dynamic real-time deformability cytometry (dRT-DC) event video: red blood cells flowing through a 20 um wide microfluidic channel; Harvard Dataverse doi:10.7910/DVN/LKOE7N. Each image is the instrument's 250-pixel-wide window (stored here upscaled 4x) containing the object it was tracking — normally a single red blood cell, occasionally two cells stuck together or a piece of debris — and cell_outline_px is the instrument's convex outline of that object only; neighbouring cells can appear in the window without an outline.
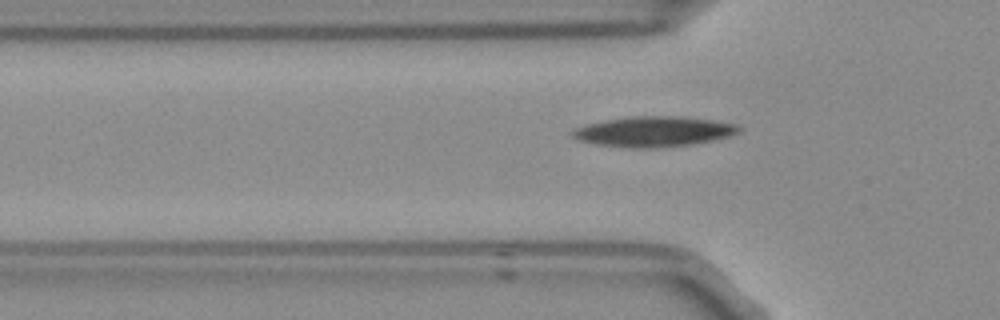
{"species": "Egyptian fruit bat (a non-hibernating species)", "species_latin": "Rousettus aegyptiacus", "temperature_condition": "room temperature", "stored_images_in_passage": 3, "camera_frame_rate_fps": 3000, "um_per_image_px": 0.085, "frame": {"image": 1, "passage_image": 3, "time_ms": 0.667, "image_size_px": [1000, 320], "cell_outline_px": [[744, 128], [740, 132], [728, 136], [712, 140], [688, 144], [648, 148], [632, 148], [596, 144], [576, 140], [568, 132], [572, 128], [584, 124], [604, 120], [628, 116], [684, 116], [712, 120], [736, 124]], "centroid_in_image_um": [55.49, 11.16], "position_along_channel_um": 70.3, "area_um2": 29.59}}